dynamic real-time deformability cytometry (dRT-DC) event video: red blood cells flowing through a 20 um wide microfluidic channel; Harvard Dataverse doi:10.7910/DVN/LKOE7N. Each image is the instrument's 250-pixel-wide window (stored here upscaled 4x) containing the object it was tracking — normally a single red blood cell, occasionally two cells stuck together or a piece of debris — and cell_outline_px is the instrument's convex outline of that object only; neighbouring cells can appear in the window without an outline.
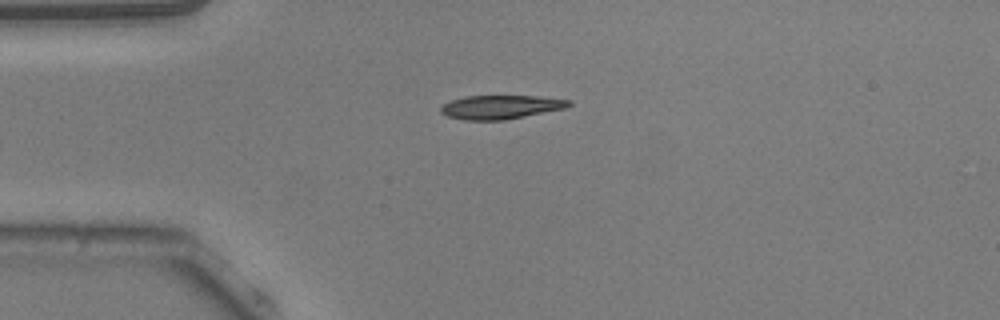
{"species": "common noctule bat (a hibernating species)", "species_latin": "Nyctalus noctula", "temperature_condition": "warm", "stored_images_in_passage": 9, "camera_frame_rate_fps": 3000, "um_per_image_px": 0.085, "animal": {"sex": "male", "body_mass_g": 20.5, "forearm_length_mm": 52.5}, "frame": {"image": 1, "passage_image": 1, "time_ms": 0.0, "image_size_px": [1000, 320], "cell_outline_px": [[572, 104], [564, 108], [504, 120], [464, 120], [448, 116], [440, 112], [440, 108], [444, 104], [452, 100], [464, 96], [540, 96], [572, 100]], "centroid_in_image_um": [42.56, 9.09], "position_along_channel_um": 42.4, "area_um2": 17.63}}